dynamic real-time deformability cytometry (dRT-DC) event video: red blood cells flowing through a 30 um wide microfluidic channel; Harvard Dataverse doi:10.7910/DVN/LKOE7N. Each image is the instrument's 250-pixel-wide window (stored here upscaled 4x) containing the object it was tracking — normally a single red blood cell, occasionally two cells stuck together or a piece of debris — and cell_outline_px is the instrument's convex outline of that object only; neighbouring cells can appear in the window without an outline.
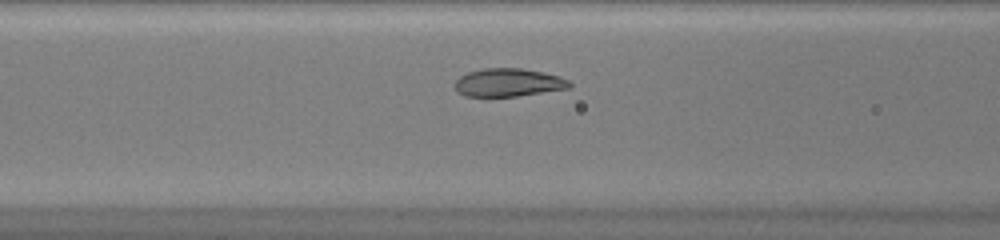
{"species": "common noctule bat (a hibernating species)", "species_latin": "Nyctalus noctula", "temperature_condition": "warm", "stored_images_in_passage": 36, "camera_frame_rate_fps": 3000, "um_per_image_px": 0.085, "animal": {"sex": "female", "body_mass_g": 20.0, "forearm_length_mm": 54.0}, "frame": {"image": 1, "passage_image": 10, "time_ms": 3.0, "image_size_px": [1000, 240], "cell_outline_px": [[572, 84], [568, 88], [516, 96], [464, 96], [456, 92], [456, 80], [460, 76], [468, 72], [484, 68], [520, 68], [560, 76], [568, 80]], "centroid_in_image_um": [43.18, 7.01], "position_along_channel_um": 123.4, "area_um2": 18.55}}
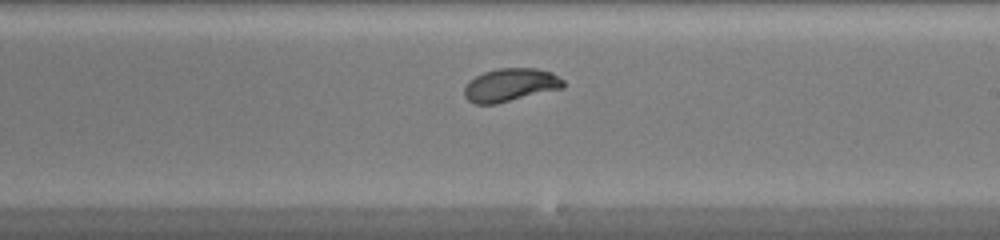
{"frame": {"image": 2, "passage_image": 19, "time_ms": 6.0, "image_size_px": [1000, 240], "cell_outline_px": [[564, 88], [496, 104], [476, 104], [468, 100], [464, 96], [464, 88], [468, 80], [484, 72], [496, 68], [536, 68], [552, 72], [564, 80]], "centroid_in_image_um": [43.38, 7.22], "position_along_channel_um": 245.6, "area_um2": 19.31}}
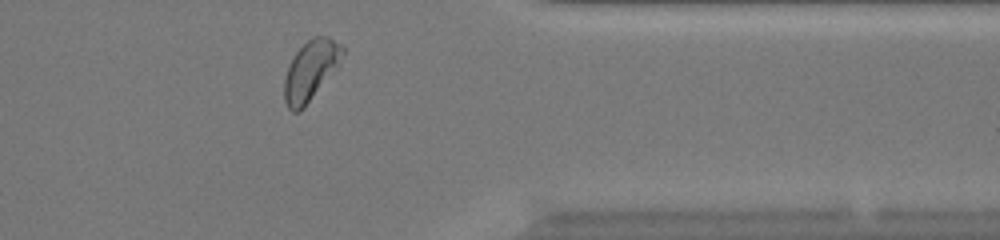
{"frame": {"image": 3, "passage_image": 30, "time_ms": 9.667, "image_size_px": [1000, 240], "cell_outline_px": [[344, 52], [340, 64], [304, 108], [300, 112], [292, 112], [288, 108], [284, 100], [284, 80], [288, 64], [296, 52], [312, 36], [328, 36], [340, 44], [344, 48]], "centroid_in_image_um": [26.4, 6.0], "position_along_channel_um": 385.0, "area_um2": 20.4}, "authors_computed_cell_mechanics": {"area_um2": 19.3052, "velocity_mm_per_s": 4.0842, "shape_relaxation_time_tau1_ms": 2.6753, "shape_relaxation_time_tau2_ms": null, "deformation_change_tau1": 0.1297, "deformation_change_tau2": null}}